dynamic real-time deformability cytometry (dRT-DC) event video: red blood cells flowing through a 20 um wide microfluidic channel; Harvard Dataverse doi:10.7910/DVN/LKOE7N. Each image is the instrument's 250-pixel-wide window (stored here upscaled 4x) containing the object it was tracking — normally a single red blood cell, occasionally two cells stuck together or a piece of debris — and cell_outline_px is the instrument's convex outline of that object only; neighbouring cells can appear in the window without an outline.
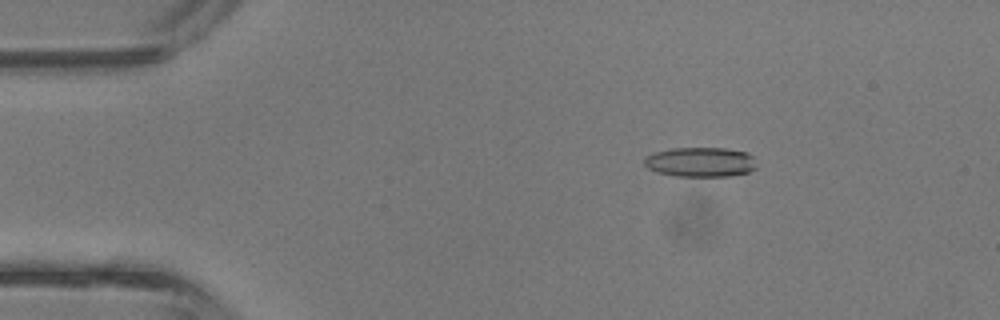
{"species": "common noctule bat (a hibernating species)", "species_latin": "Nyctalus noctula", "temperature_condition": "room temperature", "stored_images_in_passage": 43, "camera_frame_rate_fps": 3000, "um_per_image_px": 0.085, "animal": {"sex": "male", "body_mass_g": 13.3}, "frame": {"image": 1, "passage_image": 7, "time_ms": 2.0, "image_size_px": [1000, 320], "cell_outline_px": [[756, 168], [748, 172], [732, 176], [676, 176], [656, 172], [648, 168], [644, 164], [644, 156], [652, 152], [672, 148], [724, 148], [748, 152], [752, 156]], "centroid_in_image_um": [59.5, 13.77], "position_along_channel_um": 25.5, "area_um2": 19.59}}
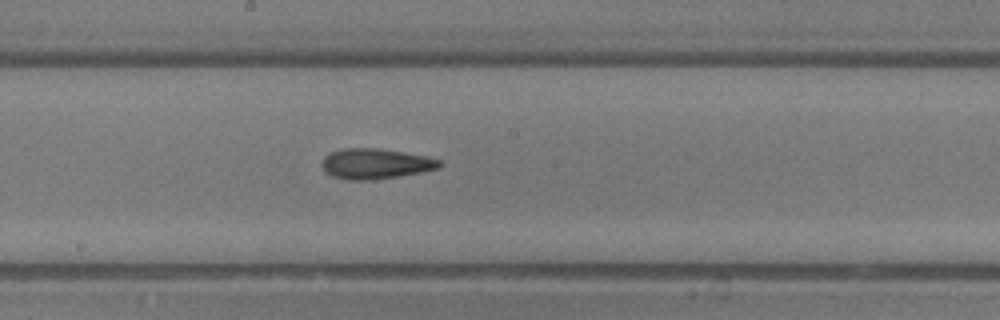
{"frame": {"image": 2, "passage_image": 23, "time_ms": 7.333, "image_size_px": [1000, 320], "cell_outline_px": [[444, 164], [440, 168], [420, 172], [372, 180], [348, 180], [332, 176], [324, 172], [320, 164], [324, 156], [332, 152], [344, 148], [380, 148], [404, 152], [424, 156], [440, 160]], "centroid_in_image_um": [31.88, 13.91], "position_along_channel_um": 216.3, "area_um2": 20.87}}
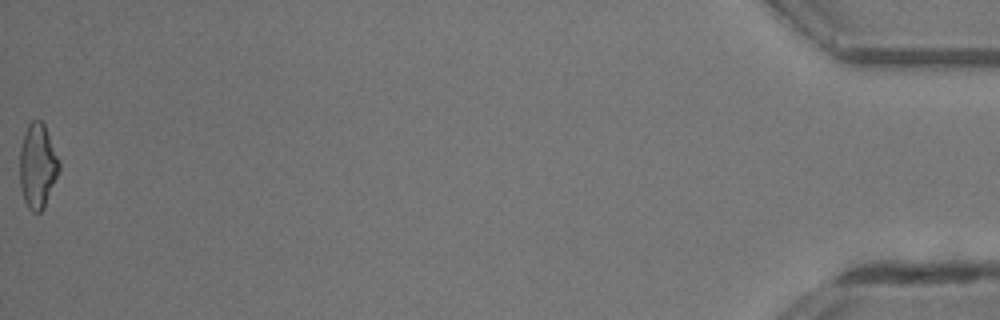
{"frame": {"image": 3, "passage_image": 43, "time_ms": 14.0, "image_size_px": [1000, 320], "cell_outline_px": [[60, 168], [44, 208], [40, 212], [32, 212], [28, 208], [24, 200], [20, 184], [20, 148], [24, 132], [28, 124], [32, 120], [40, 120], [44, 124], [60, 160]], "centroid_in_image_um": [3.19, 14.09], "position_along_channel_um": 432.0, "area_um2": 19.42}, "authors_computed_cell_mechanics": {"area_um2": 19.5942, "velocity_mm_per_s": 4.8439, "shape_relaxation_time_tau1_ms": null, "shape_relaxation_time_tau2_ms": 4.7501, "deformation_change_tau1": null, "deformation_change_tau2": 0.1873}}